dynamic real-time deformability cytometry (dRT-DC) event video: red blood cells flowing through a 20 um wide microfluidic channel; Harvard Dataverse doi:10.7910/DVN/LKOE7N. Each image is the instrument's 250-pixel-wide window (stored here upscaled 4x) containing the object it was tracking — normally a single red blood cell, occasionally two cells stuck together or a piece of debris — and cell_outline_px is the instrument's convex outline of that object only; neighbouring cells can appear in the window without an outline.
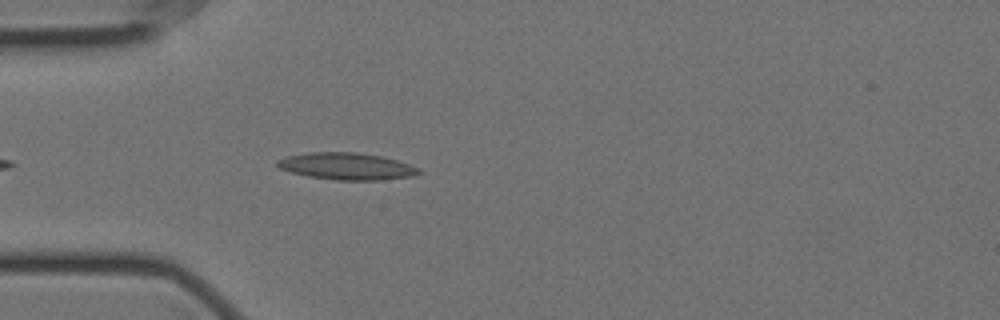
{"species": "Egyptian fruit bat (a non-hibernating species)", "species_latin": "Rousettus aegyptiacus", "temperature_condition": "cold", "stored_images_in_passage": 4, "camera_frame_rate_fps": 3000, "um_per_image_px": 0.085, "animal": {"sex": "female"}, "frame": {"image": 1, "passage_image": 4, "time_ms": 1.0, "image_size_px": [1000, 320], "cell_outline_px": [[420, 172], [412, 176], [380, 180], [336, 180], [308, 176], [292, 172], [280, 168], [276, 164], [276, 160], [288, 156], [308, 152], [356, 152], [380, 156], [396, 160], [408, 164], [416, 168]], "centroid_in_image_um": [29.42, 14.13], "position_along_channel_um": 55.6, "area_um2": 21.91}}